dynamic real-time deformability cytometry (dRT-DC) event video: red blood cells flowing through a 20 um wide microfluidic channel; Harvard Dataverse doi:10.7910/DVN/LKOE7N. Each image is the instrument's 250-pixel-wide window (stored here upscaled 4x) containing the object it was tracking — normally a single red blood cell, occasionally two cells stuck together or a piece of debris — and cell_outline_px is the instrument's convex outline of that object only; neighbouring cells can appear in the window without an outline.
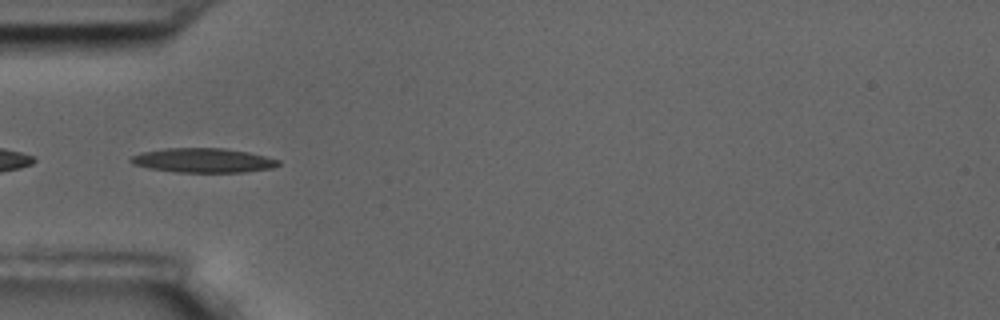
{"species": "common noctule bat (a hibernating species)", "species_latin": "Nyctalus noctula", "temperature_condition": "room temperature", "stored_images_in_passage": 41, "camera_frame_rate_fps": 3000, "um_per_image_px": 0.085, "animal": {"sex": "male", "body_mass_g": 17.5, "forearm_length_mm": 52.3}, "frame": {"image": 1, "passage_image": 1, "time_ms": 0.0, "image_size_px": [1000, 320], "cell_outline_px": [[280, 164], [272, 168], [244, 172], [176, 172], [148, 168], [132, 164], [128, 160], [132, 156], [140, 152], [164, 148], [224, 148], [248, 152], [280, 160]], "centroid_in_image_um": [17.23, 13.63], "position_along_channel_um": 67.8, "area_um2": 21.04}, "authors_computed_cell_mechanics": {"area_um2": 19.8254, "velocity_mm_per_s": 3.464, "shape_relaxation_time_tau1_ms": 5.6867, "shape_relaxation_time_tau2_ms": 4.3666, "deformation_change_tau1": 0.186, "deformation_change_tau2": 0.1221}}